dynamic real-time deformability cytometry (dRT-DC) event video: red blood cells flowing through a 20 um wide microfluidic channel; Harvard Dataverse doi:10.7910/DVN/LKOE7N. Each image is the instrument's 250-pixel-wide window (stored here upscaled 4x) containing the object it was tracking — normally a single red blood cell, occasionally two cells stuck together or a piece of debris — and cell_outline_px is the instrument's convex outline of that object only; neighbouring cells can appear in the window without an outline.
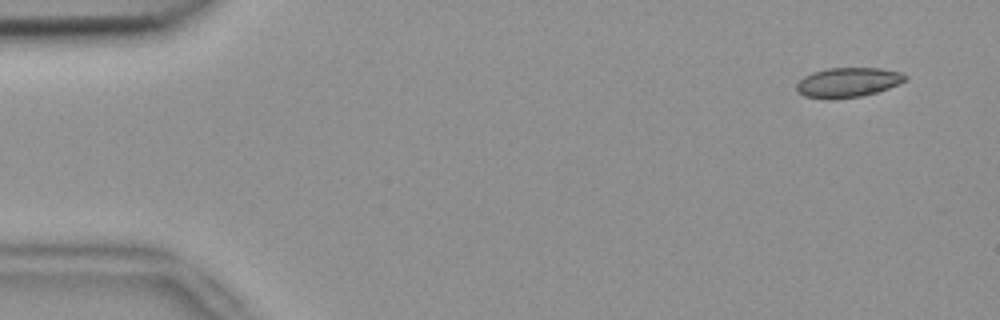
{"species": "common noctule bat (a hibernating species)", "species_latin": "Nyctalus noctula", "temperature_condition": "room temperature", "stored_images_in_passage": 6, "camera_frame_rate_fps": 3000, "um_per_image_px": 0.085, "animal": {"sex": "female", "body_mass_g": 18.4}, "frame": {"image": 1, "passage_image": 1, "time_ms": 0.0, "image_size_px": [1000, 320], "cell_outline_px": [[908, 80], [888, 88], [876, 92], [860, 96], [832, 100], [828, 100], [804, 96], [796, 88], [796, 84], [804, 76], [812, 72], [828, 68], [880, 68], [900, 72], [908, 76]], "centroid_in_image_um": [72.07, 7.01], "position_along_channel_um": 12.9, "area_um2": 18.9}}
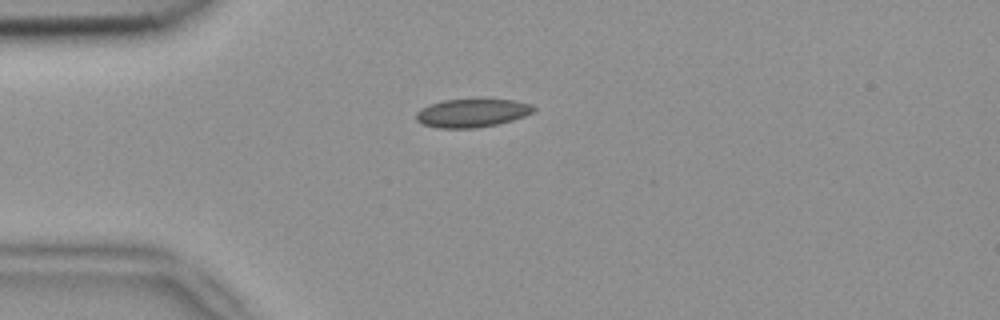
{"frame": {"image": 2, "passage_image": 4, "time_ms": 1.0, "image_size_px": [1000, 320], "cell_outline_px": [[536, 108], [532, 112], [524, 116], [512, 120], [496, 124], [476, 128], [436, 128], [420, 124], [416, 120], [416, 112], [420, 108], [440, 100], [516, 100], [532, 104]], "centroid_in_image_um": [40.08, 9.61], "position_along_channel_um": 44.9, "area_um2": 19.42}}
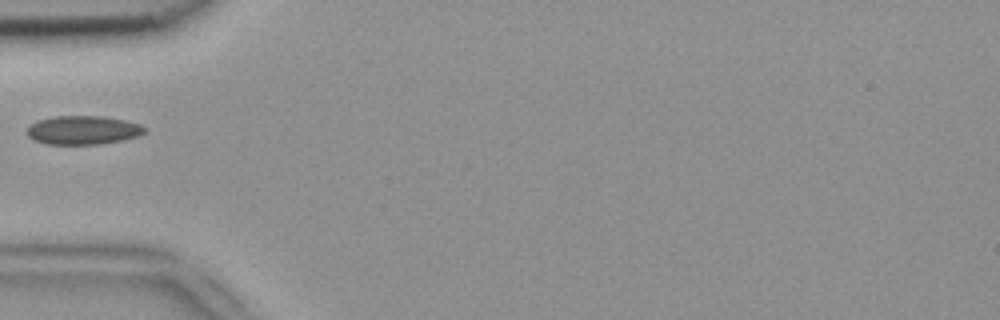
{"frame": {"image": 3, "passage_image": 5, "time_ms": 1.333, "image_size_px": [1000, 320], "cell_outline_px": [[148, 128], [144, 132], [136, 136], [124, 140], [100, 144], [48, 144], [32, 140], [28, 136], [28, 124], [36, 120], [56, 116], [104, 116], [124, 120], [140, 124]], "centroid_in_image_um": [7.04, 11.05], "position_along_channel_um": 78.0, "area_um2": 19.83}}